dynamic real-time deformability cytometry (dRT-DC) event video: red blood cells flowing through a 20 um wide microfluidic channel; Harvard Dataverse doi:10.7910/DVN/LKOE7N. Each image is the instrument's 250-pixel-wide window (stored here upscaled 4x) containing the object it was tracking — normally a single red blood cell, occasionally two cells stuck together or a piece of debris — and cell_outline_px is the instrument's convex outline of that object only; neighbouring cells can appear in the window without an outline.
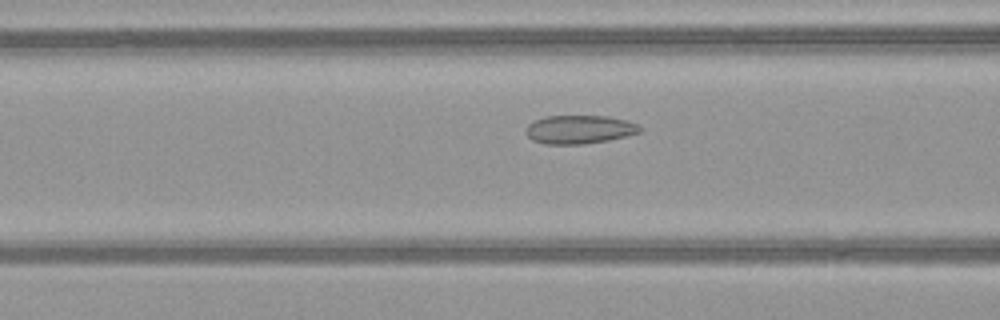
{"species": "common noctule bat (a hibernating species)", "species_latin": "Nyctalus noctula", "temperature_condition": "warm", "stored_images_in_passage": 44, "camera_frame_rate_fps": 3000, "um_per_image_px": 0.085, "animal": {"sex": "female", "body_mass_g": 21.9}, "frame": {"image": 1, "passage_image": 14, "time_ms": 4.333, "image_size_px": [1000, 320], "cell_outline_px": [[644, 128], [640, 132], [628, 136], [608, 140], [584, 144], [544, 144], [532, 140], [524, 132], [524, 128], [528, 124], [544, 116], [608, 116], [628, 120]], "centroid_in_image_um": [49.25, 11.0], "position_along_channel_um": 117.4, "area_um2": 19.19}}
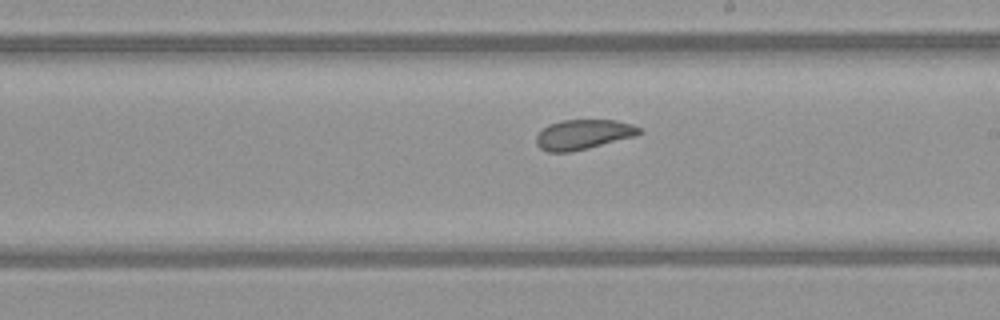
{"frame": {"image": 2, "passage_image": 23, "time_ms": 7.333, "image_size_px": [1000, 320], "cell_outline_px": [[644, 132], [636, 136], [572, 152], [548, 152], [540, 148], [536, 144], [536, 136], [548, 124], [560, 120], [616, 120], [632, 124], [640, 128]], "centroid_in_image_um": [49.59, 11.43], "position_along_channel_um": 239.4, "area_um2": 18.03}}
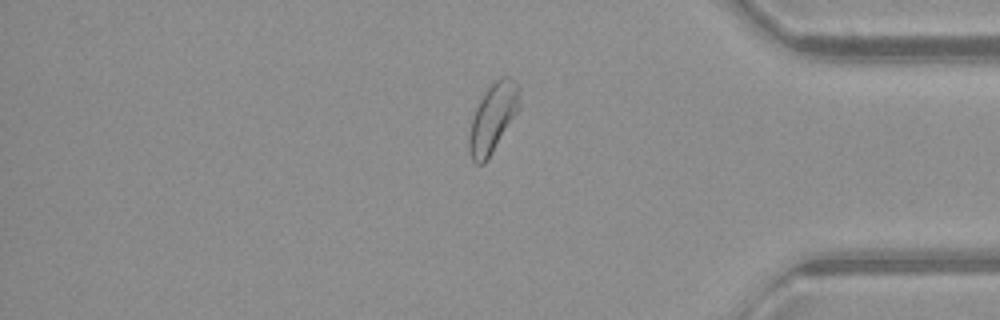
{"frame": {"image": 3, "passage_image": 36, "time_ms": 11.667, "image_size_px": [1000, 320], "cell_outline_px": [[520, 108], [488, 160], [484, 164], [476, 164], [472, 160], [468, 148], [468, 136], [472, 116], [484, 92], [496, 80], [504, 76], [508, 76], [516, 80], [520, 88]], "centroid_in_image_um": [41.9, 10.03], "position_along_channel_um": 393.3, "area_um2": 20.52}, "authors_computed_cell_mechanics": {"area_um2": 19.9121, "velocity_mm_per_s": 4.0711, "shape_relaxation_time_tau1_ms": 6.5927, "shape_relaxation_time_tau2_ms": 2.3072, "deformation_change_tau1": 0.1093, "deformation_change_tau2": 0.0879}}